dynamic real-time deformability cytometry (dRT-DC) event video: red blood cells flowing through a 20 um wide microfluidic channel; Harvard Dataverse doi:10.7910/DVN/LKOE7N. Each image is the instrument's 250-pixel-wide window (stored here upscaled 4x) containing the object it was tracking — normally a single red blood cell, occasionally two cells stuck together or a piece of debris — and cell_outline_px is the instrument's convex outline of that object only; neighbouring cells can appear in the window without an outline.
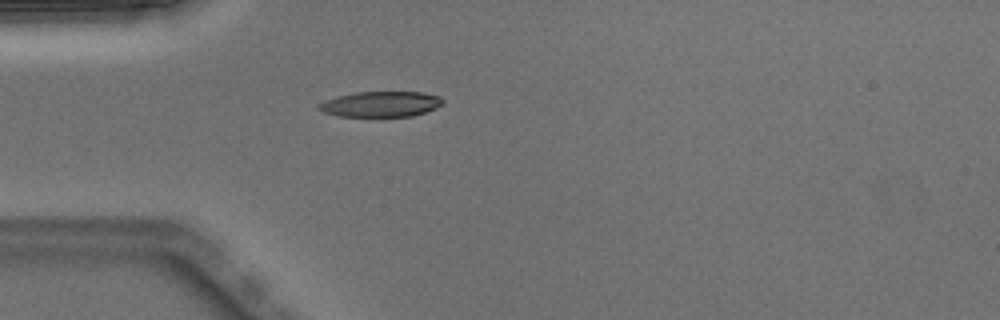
{"species": "Egyptian fruit bat (a non-hibernating species)", "species_latin": "Rousettus aegyptiacus", "temperature_condition": "warm", "stored_images_in_passage": 1, "camera_frame_rate_fps": 3000, "um_per_image_px": 0.085, "animal": {"sex": "male"}, "frame": {"image": 1, "passage_image": 1, "time_ms": 0.0, "image_size_px": [1000, 320], "cell_outline_px": [[444, 104], [436, 108], [412, 116], [336, 116], [324, 112], [316, 108], [316, 104], [340, 96], [356, 92], [420, 92], [440, 96], [444, 100]], "centroid_in_image_um": [32.39, 8.85], "position_along_channel_um": 52.6, "area_um2": 18.32}}